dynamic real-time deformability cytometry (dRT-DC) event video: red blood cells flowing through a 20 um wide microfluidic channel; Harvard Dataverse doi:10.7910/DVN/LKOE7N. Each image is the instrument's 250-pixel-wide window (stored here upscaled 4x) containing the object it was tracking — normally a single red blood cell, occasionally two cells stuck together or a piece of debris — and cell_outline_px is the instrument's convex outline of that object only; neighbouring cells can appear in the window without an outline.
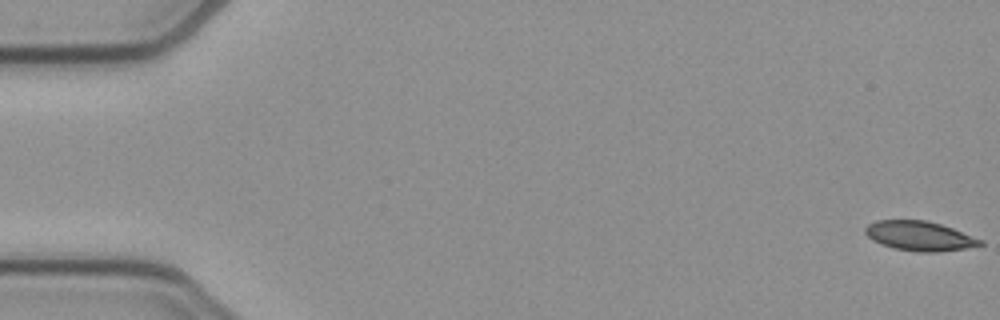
{"species": "common noctule bat (a hibernating species)", "species_latin": "Nyctalus noctula", "temperature_condition": "cold", "stored_images_in_passage": 53, "camera_frame_rate_fps": 3000, "um_per_image_px": 0.085, "animal": {"sex": "female", "body_mass_g": 21.9}, "frame": {"image": 1, "passage_image": 1, "time_ms": 0.0, "image_size_px": [1000, 320], "cell_outline_px": [[984, 244], [964, 248], [936, 252], [916, 252], [892, 248], [880, 244], [872, 240], [864, 232], [864, 228], [868, 224], [876, 220], [924, 220], [940, 224], [952, 228], [984, 240]], "centroid_in_image_um": [78.13, 20.06], "position_along_channel_um": 6.9, "area_um2": 19.83}}
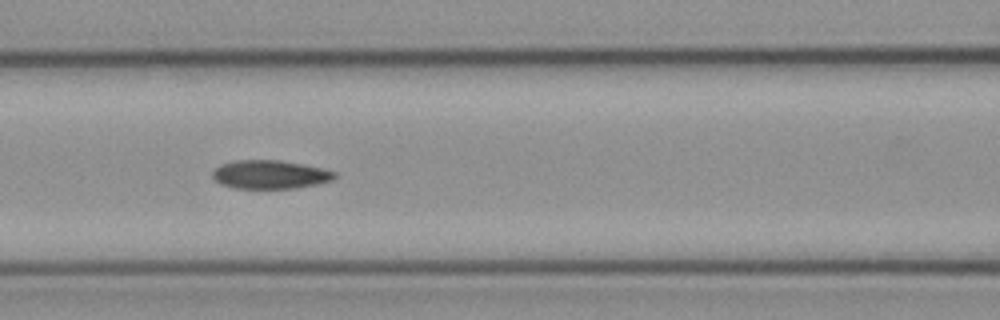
{"frame": {"image": 2, "passage_image": 23, "time_ms": 7.333, "image_size_px": [1000, 320], "cell_outline_px": [[340, 176], [332, 180], [316, 184], [296, 188], [236, 188], [220, 184], [212, 176], [212, 172], [220, 164], [236, 160], [280, 160], [320, 168], [336, 172]], "centroid_in_image_um": [22.96, 14.83], "position_along_channel_um": 143.6, "area_um2": 20.23}}
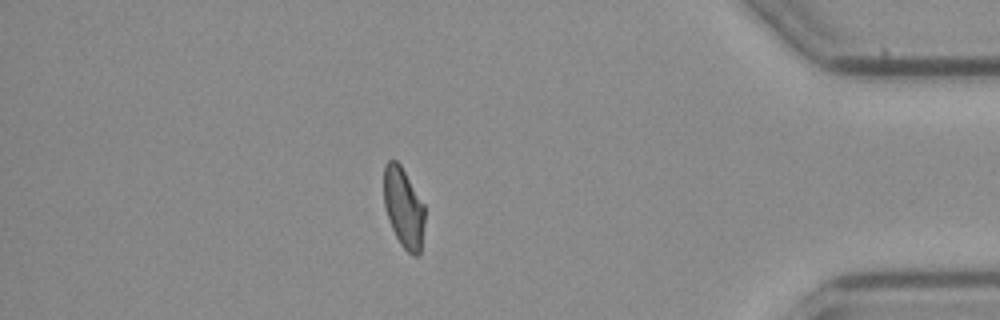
{"frame": {"image": 3, "passage_image": 46, "time_ms": 15.0, "image_size_px": [1000, 320], "cell_outline_px": [[424, 224], [420, 256], [412, 256], [400, 244], [392, 228], [384, 204], [384, 164], [388, 160], [396, 160], [400, 164], [424, 204]], "centroid_in_image_um": [34.31, 17.67], "position_along_channel_um": 400.9, "area_um2": 19.02}, "authors_computed_cell_mechanics": {"area_um2": 20.2878, "velocity_mm_per_s": 3.897, "shape_relaxation_time_tau1_ms": null, "shape_relaxation_time_tau2_ms": 5.4058, "deformation_change_tau1": null, "deformation_change_tau2": 0.1026}}